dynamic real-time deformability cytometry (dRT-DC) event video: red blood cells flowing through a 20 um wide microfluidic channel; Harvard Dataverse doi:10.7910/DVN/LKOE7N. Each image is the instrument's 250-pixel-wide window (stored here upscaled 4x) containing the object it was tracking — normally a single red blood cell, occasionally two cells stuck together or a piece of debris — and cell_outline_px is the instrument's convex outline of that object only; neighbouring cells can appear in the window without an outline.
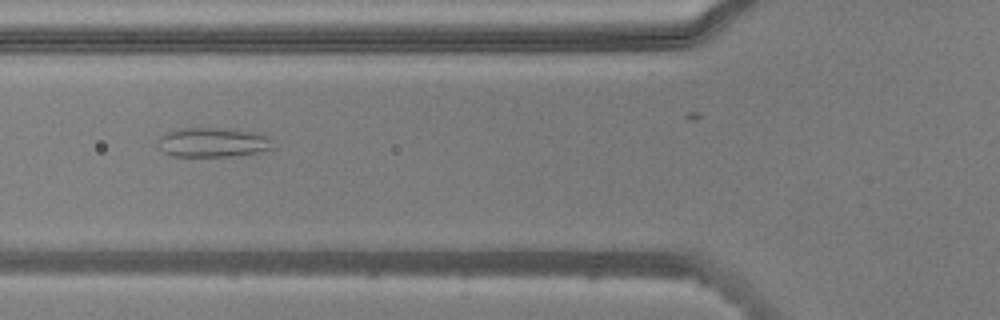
{"species": "common noctule bat (a hibernating species)", "species_latin": "Nyctalus noctula", "temperature_condition": "warm", "stored_images_in_passage": 35, "camera_frame_rate_fps": 3000, "um_per_image_px": 0.085, "animal": {"sex": "male", "body_mass_g": 20.5, "forearm_length_mm": 52.5}, "frame": {"image": 1, "passage_image": 11, "time_ms": 3.333, "image_size_px": [1000, 320], "cell_outline_px": [[276, 148], [256, 152], [232, 156], [172, 156], [164, 152], [160, 148], [156, 140], [160, 136], [168, 132], [184, 128], [224, 128], [260, 132], [268, 136]], "centroid_in_image_um": [18.13, 12.09], "position_along_channel_um": 107.7, "area_um2": 19.88}}
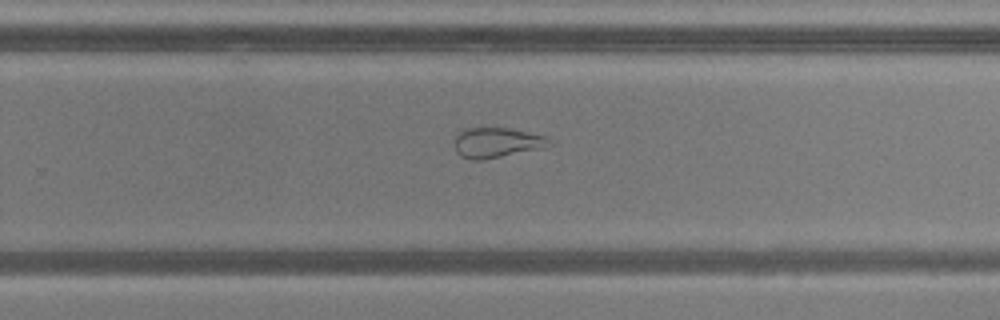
{"frame": {"image": 2, "passage_image": 25, "time_ms": 8.0, "image_size_px": [1000, 320], "cell_outline_px": [[552, 144], [536, 148], [484, 160], [472, 160], [460, 156], [456, 152], [456, 136], [460, 132], [468, 128], [508, 128], [544, 136]], "centroid_in_image_um": [42.14, 12.12], "position_along_channel_um": 287.7, "area_um2": 15.95}}
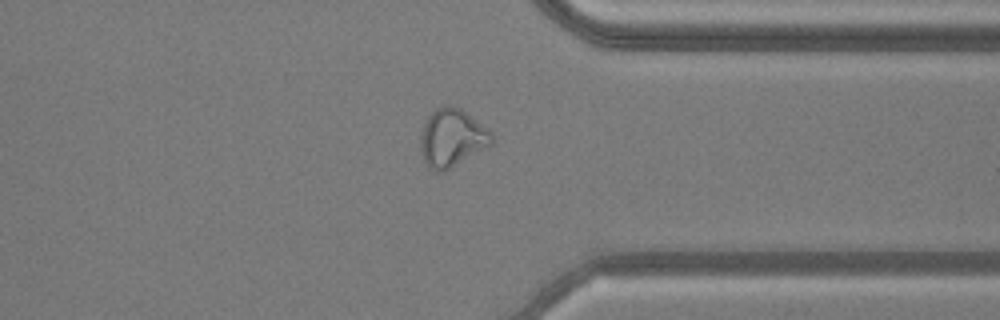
{"frame": {"image": 3, "passage_image": 32, "time_ms": 10.333, "image_size_px": [1000, 320], "cell_outline_px": [[492, 144], [444, 172], [436, 172], [424, 160], [420, 148], [420, 136], [424, 124], [428, 116], [436, 108], [444, 104], [460, 108], [488, 128], [492, 132]], "centroid_in_image_um": [38.41, 11.71], "position_along_channel_um": 373.0, "area_um2": 23.87}}